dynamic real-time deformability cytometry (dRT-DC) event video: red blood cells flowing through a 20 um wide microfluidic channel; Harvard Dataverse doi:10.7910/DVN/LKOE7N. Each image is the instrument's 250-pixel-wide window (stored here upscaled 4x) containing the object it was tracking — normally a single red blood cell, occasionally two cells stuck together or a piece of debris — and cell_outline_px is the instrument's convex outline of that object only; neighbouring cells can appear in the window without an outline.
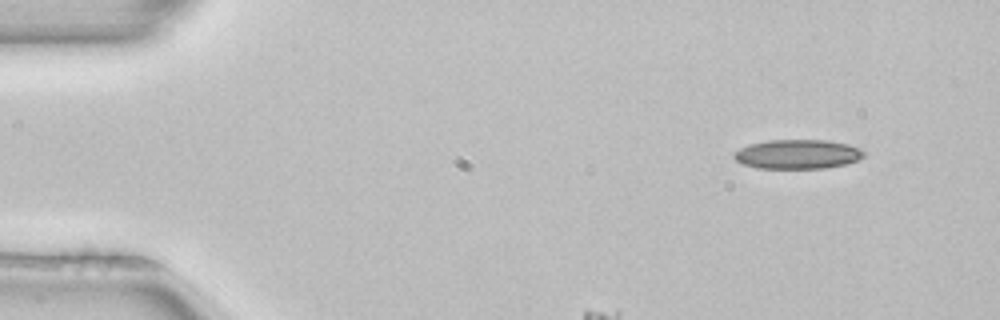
{"species": "common noctule bat (a hibernating species)", "species_latin": "Nyctalus noctula", "temperature_condition": "room temperature", "stored_images_in_passage": 46, "camera_frame_rate_fps": 3000, "um_per_image_px": 0.085, "animal": {"sex": "female", "body_mass_g": 22.7, "forearm_length_mm": 54.2}, "frame": {"image": 1, "passage_image": 1, "time_ms": 0.0, "image_size_px": [1000, 320], "cell_outline_px": [[864, 156], [848, 164], [824, 168], [756, 168], [740, 164], [732, 156], [732, 152], [748, 144], [768, 140], [824, 140], [848, 144], [860, 148], [864, 152]], "centroid_in_image_um": [67.74, 13.11], "position_along_channel_um": 17.3, "area_um2": 22.37}}
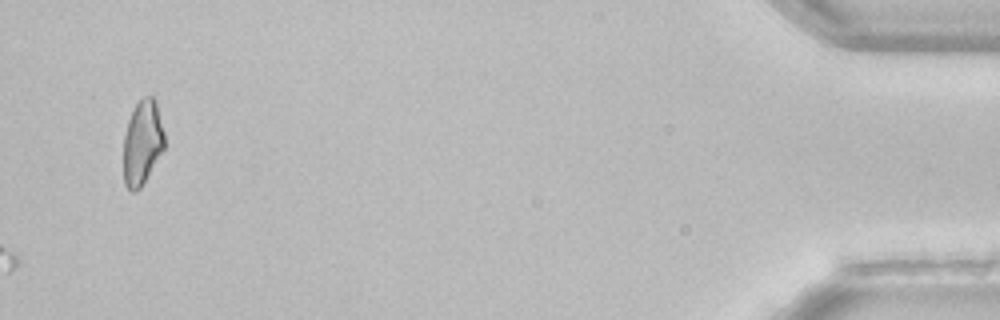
{"frame": {"image": 2, "passage_image": 46, "time_ms": 15.0, "image_size_px": [1000, 320], "cell_outline_px": [[164, 148], [140, 188], [132, 192], [124, 184], [124, 136], [128, 120], [140, 96], [152, 96], [156, 100], [164, 132]], "centroid_in_image_um": [12.1, 12.07], "position_along_channel_um": 423.1, "area_um2": 20.06}}